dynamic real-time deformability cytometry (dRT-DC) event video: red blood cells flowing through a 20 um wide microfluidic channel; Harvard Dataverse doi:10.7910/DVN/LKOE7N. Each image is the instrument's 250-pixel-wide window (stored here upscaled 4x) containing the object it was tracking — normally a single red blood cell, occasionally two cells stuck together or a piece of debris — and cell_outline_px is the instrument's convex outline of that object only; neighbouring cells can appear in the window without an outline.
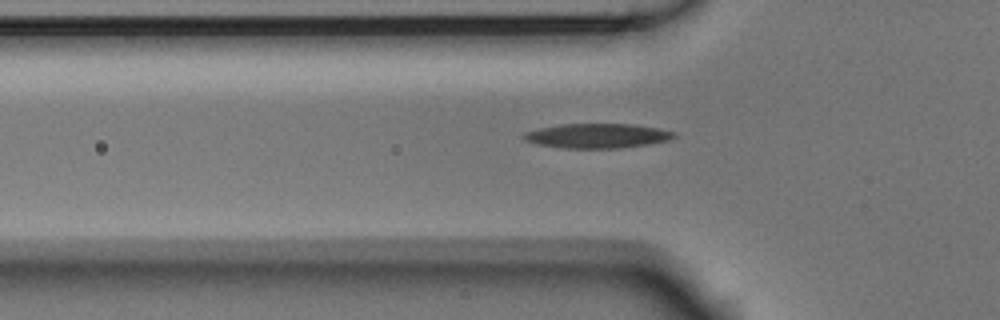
{"species": "Egyptian fruit bat (a non-hibernating species)", "species_latin": "Rousettus aegyptiacus", "temperature_condition": "room temperature", "stored_images_in_passage": 34, "camera_frame_rate_fps": 3000, "um_per_image_px": 0.085, "animal": {"sex": "male"}, "frame": {"image": 1, "passage_image": 2, "time_ms": 0.333, "image_size_px": [1000, 320], "cell_outline_px": [[676, 136], [668, 140], [648, 144], [620, 148], [564, 148], [540, 144], [524, 140], [520, 136], [524, 132], [540, 128], [560, 124], [636, 124], [676, 132]], "centroid_in_image_um": [50.76, 11.54], "position_along_channel_um": 75.0, "area_um2": 21.44}}
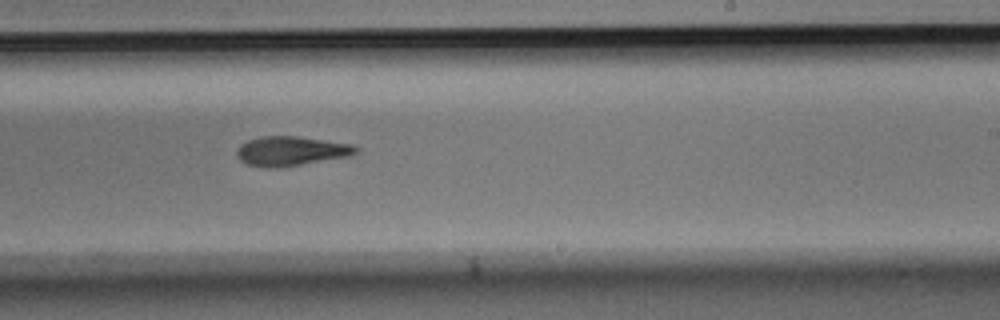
{"frame": {"image": 2, "passage_image": 17, "time_ms": 5.333, "image_size_px": [1000, 320], "cell_outline_px": [[360, 148], [356, 152], [348, 156], [300, 164], [268, 168], [248, 164], [240, 160], [236, 156], [236, 152], [240, 144], [248, 140], [260, 136], [296, 136], [352, 144]], "centroid_in_image_um": [24.7, 12.82], "position_along_channel_um": 264.3, "area_um2": 20.11}}
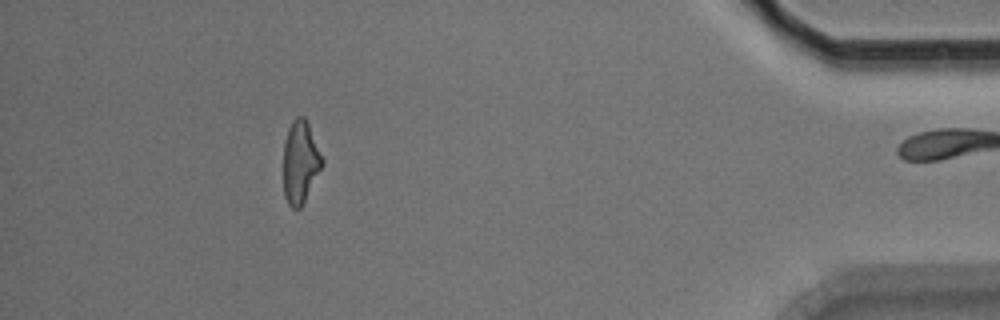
{"frame": {"image": 3, "passage_image": 33, "time_ms": 10.667, "image_size_px": [1000, 320], "cell_outline_px": [[324, 164], [300, 208], [292, 208], [288, 204], [284, 196], [284, 140], [288, 128], [292, 120], [296, 116], [304, 116], [308, 124], [324, 160]], "centroid_in_image_um": [25.52, 13.76], "position_along_channel_um": 409.7, "area_um2": 18.55}, "authors_computed_cell_mechanics": {"area_um2": 20.1722, "velocity_mm_per_s": 3.7711, "shape_relaxation_time_tau1_ms": 5.1878, "shape_relaxation_time_tau2_ms": 6.1489, "deformation_change_tau1": 0.1675, "deformation_change_tau2": 0.1767}}